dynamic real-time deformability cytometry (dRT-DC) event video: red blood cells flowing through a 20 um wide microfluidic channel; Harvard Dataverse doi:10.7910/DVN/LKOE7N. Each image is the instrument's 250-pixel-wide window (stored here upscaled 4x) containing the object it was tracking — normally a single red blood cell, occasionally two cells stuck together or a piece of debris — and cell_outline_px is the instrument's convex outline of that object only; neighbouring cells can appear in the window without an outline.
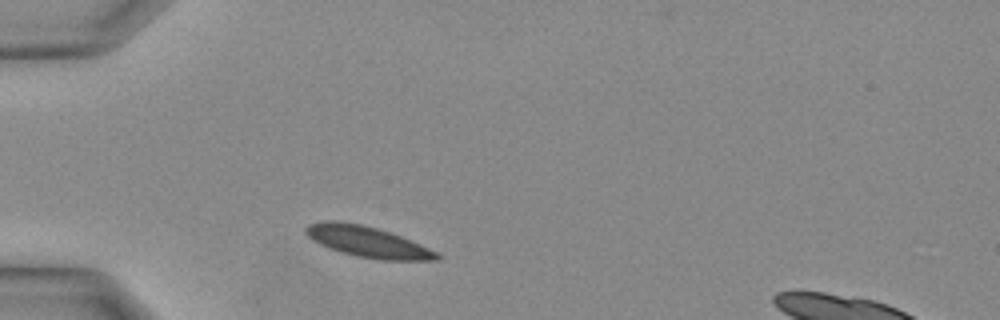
{"species": "Egyptian fruit bat (a non-hibernating species)", "species_latin": "Rousettus aegyptiacus", "temperature_condition": "warm", "stored_images_in_passage": 26, "segment_of_instrument_passage": [1, 2], "camera_frame_rate_fps": 3000, "um_per_image_px": 0.085, "animal": {"sex": "female"}, "frame": {"image": 1, "passage_image": 1, "time_ms": 0.0, "image_size_px": [1000, 320], "cell_outline_px": [[440, 256], [436, 260], [380, 260], [356, 256], [340, 252], [328, 248], [312, 240], [304, 232], [304, 228], [308, 224], [324, 220], [336, 220], [360, 224], [376, 228], [400, 236], [420, 244], [436, 252]], "centroid_in_image_um": [31.17, 20.54], "position_along_channel_um": 53.8, "area_um2": 23.47}}
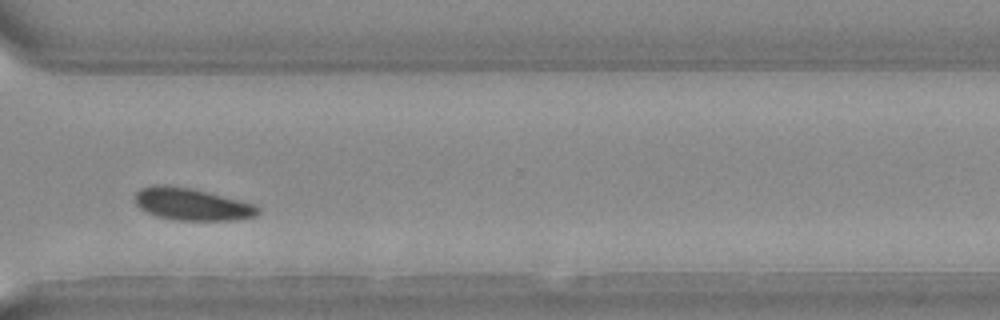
{"frame": {"image": 2, "passage_image": 17, "time_ms": 5.333, "image_size_px": [1000, 320], "cell_outline_px": [[260, 212], [256, 216], [236, 220], [172, 220], [156, 216], [144, 212], [136, 204], [136, 192], [140, 188], [156, 184], [164, 184], [192, 188], [256, 204], [260, 208]], "centroid_in_image_um": [16.31, 17.36], "position_along_channel_um": 354.3, "area_um2": 23.35}}
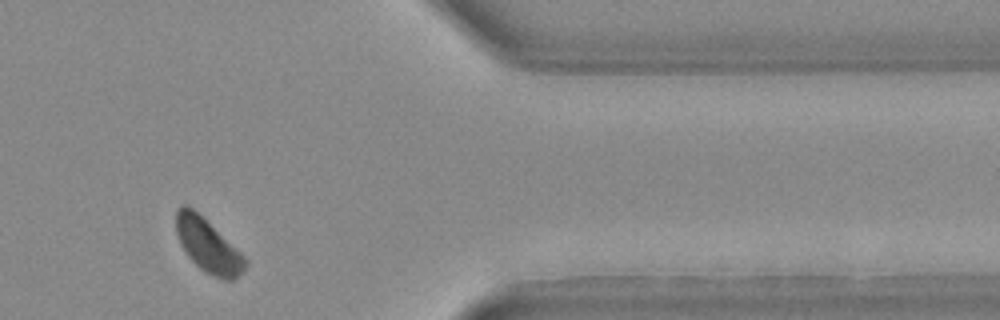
{"frame": {"image": 3, "passage_image": 20, "time_ms": 6.333, "image_size_px": [1000, 320], "cell_outline_px": [[248, 264], [236, 280], [224, 280], [212, 276], [204, 272], [188, 256], [180, 244], [176, 232], [176, 208], [184, 204], [192, 208], [240, 252], [248, 260]], "centroid_in_image_um": [17.68, 20.92], "position_along_channel_um": 393.7, "area_um2": 21.27}}